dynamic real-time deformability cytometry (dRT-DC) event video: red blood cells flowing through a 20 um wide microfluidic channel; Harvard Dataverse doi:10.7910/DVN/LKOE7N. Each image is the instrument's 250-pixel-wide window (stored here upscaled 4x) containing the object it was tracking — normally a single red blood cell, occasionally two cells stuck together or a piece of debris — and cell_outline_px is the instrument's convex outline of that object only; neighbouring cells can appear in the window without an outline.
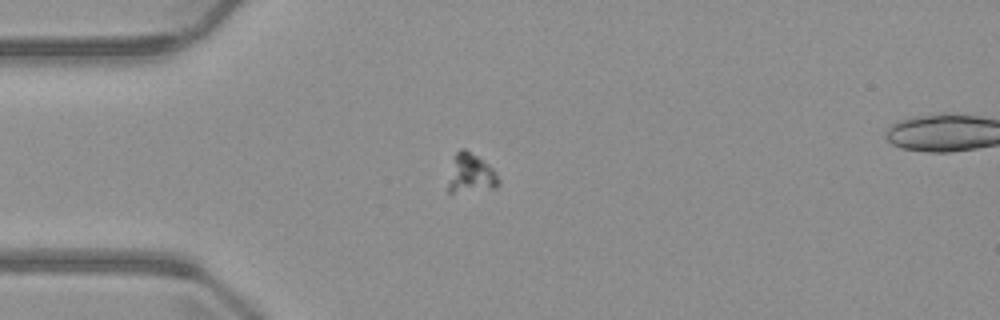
{"species": "common noctule bat (a hibernating species)", "species_latin": "Nyctalus noctula", "temperature_condition": "warm", "stored_images_in_passage": 5, "camera_frame_rate_fps": 3000, "um_per_image_px": 0.085, "animal": {"sex": "male", "body_mass_g": 23.1, "forearm_length_mm": 52.7}, "frame": {"image": 1, "passage_image": 3, "time_ms": 2.333, "image_size_px": [1000, 320], "cell_outline_px": [[500, 184], [496, 188], [452, 192], [448, 192], [448, 184], [456, 152], [460, 148], [464, 148], [488, 164], [496, 172], [500, 180]], "centroid_in_image_um": [40.06, 14.75], "position_along_channel_um": 44.9, "area_um2": 11.16}}
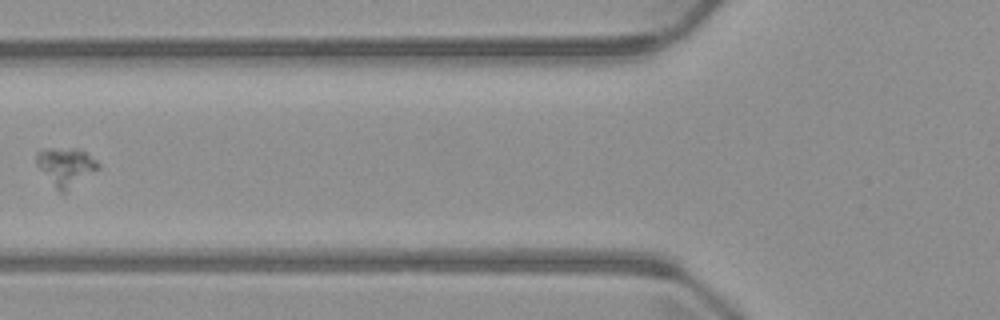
{"frame": {"image": 2, "passage_image": 5, "time_ms": 4.667, "image_size_px": [1000, 320], "cell_outline_px": [[100, 168], [64, 192], [60, 192], [56, 188], [36, 164], [36, 152], [40, 148], [76, 148], [84, 152], [96, 160], [100, 164]], "centroid_in_image_um": [5.57, 14.13], "position_along_channel_um": 120.2, "area_um2": 13.58}}